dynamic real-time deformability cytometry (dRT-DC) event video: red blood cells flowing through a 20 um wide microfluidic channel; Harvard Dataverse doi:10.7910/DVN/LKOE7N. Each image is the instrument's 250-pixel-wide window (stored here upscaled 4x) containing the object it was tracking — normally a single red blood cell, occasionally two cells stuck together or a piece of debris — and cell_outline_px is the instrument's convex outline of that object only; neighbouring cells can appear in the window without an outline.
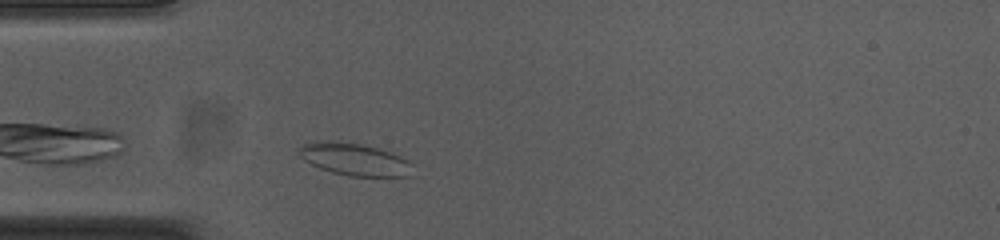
{"species": "common noctule bat (a hibernating species)", "species_latin": "Nyctalus noctula", "temperature_condition": "cold", "stored_images_in_passage": 33, "camera_frame_rate_fps": 3000, "um_per_image_px": 0.085, "animal": {"sex": "female", "body_mass_g": 23.0, "forearm_length_mm": 53.4}, "frame": {"image": 1, "passage_image": 4, "time_ms": 1.0, "image_size_px": [1000, 240], "cell_outline_px": [[412, 176], [348, 176], [332, 172], [320, 168], [304, 160], [300, 156], [300, 148], [304, 144], [316, 140], [360, 144], [392, 152], [408, 160], [412, 164]], "centroid_in_image_um": [30.16, 13.56], "position_along_channel_um": 54.8, "area_um2": 21.15}}
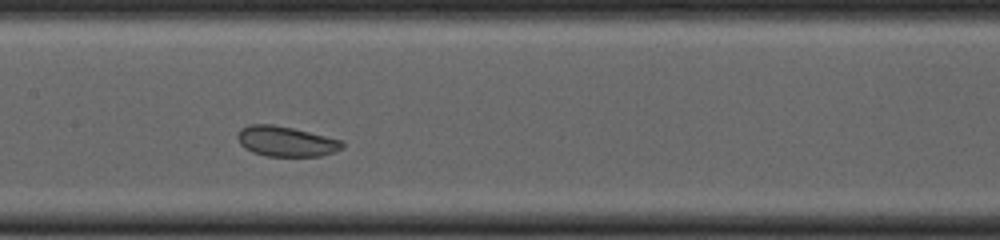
{"frame": {"image": 2, "passage_image": 15, "time_ms": 4.667, "image_size_px": [1000, 240], "cell_outline_px": [[344, 148], [320, 156], [268, 156], [252, 152], [244, 148], [240, 144], [236, 136], [240, 128], [248, 124], [272, 124], [292, 128], [344, 140]], "centroid_in_image_um": [24.3, 12.01], "position_along_channel_um": 183.1, "area_um2": 18.55}}
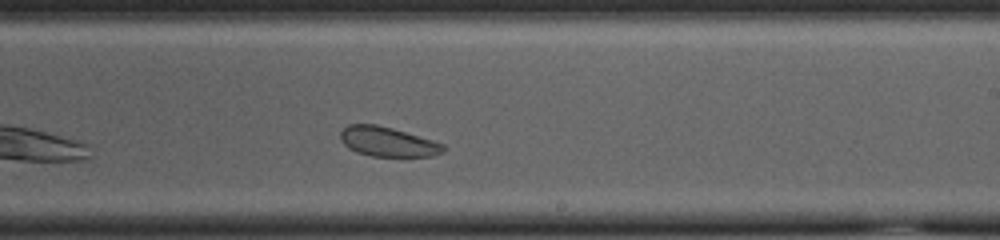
{"frame": {"image": 3, "passage_image": 21, "time_ms": 6.667, "image_size_px": [1000, 240], "cell_outline_px": [[448, 148], [444, 152], [432, 156], [372, 156], [356, 152], [348, 148], [340, 140], [340, 132], [348, 124], [376, 124], [392, 128], [432, 140], [444, 144]], "centroid_in_image_um": [32.96, 12.05], "position_along_channel_um": 256.0, "area_um2": 17.8}, "authors_computed_cell_mechanics": {"area_um2": 18.9584, "velocity_mm_per_s": 3.6647, "shape_relaxation_time_tau1_ms": null, "shape_relaxation_time_tau2_ms": 0.9133, "deformation_change_tau1": null, "deformation_change_tau2": 0.0551}}